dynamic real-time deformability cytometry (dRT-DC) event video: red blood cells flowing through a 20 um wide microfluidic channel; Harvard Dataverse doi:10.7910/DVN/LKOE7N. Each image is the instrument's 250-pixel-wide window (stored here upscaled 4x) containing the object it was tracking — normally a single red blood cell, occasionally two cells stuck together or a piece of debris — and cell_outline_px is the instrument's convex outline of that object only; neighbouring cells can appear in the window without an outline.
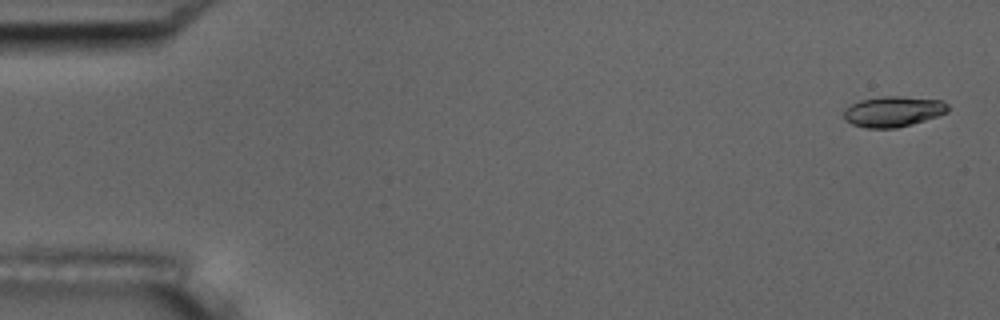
{"species": "common noctule bat (a hibernating species)", "species_latin": "Nyctalus noctula", "temperature_condition": "room temperature", "stored_images_in_passage": 55, "camera_frame_rate_fps": 3000, "um_per_image_px": 0.085, "animal": {"sex": "male", "body_mass_g": 17.5, "forearm_length_mm": 52.3}, "frame": {"image": 1, "passage_image": 2, "time_ms": 0.333, "image_size_px": [1000, 320], "cell_outline_px": [[948, 112], [912, 124], [896, 128], [864, 128], [852, 124], [844, 120], [844, 108], [860, 100], [880, 96], [900, 96], [940, 100], [948, 104]], "centroid_in_image_um": [75.88, 9.48], "position_along_channel_um": 9.1, "area_um2": 18.55}}
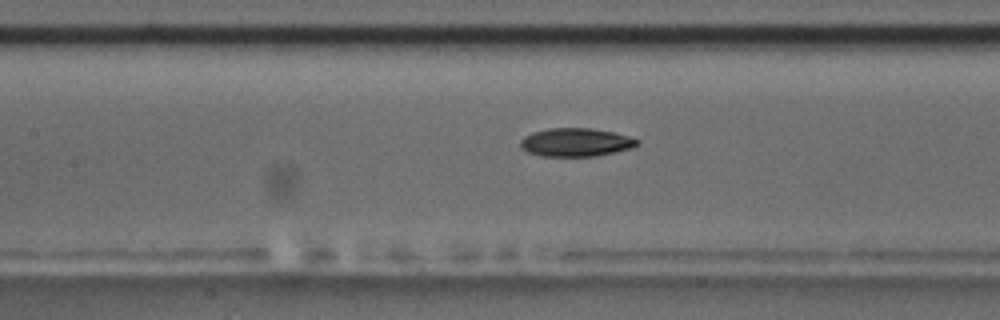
{"frame": {"image": 2, "passage_image": 25, "time_ms": 8.0, "image_size_px": [1000, 320], "cell_outline_px": [[640, 144], [632, 148], [616, 152], [596, 156], [540, 156], [528, 152], [520, 148], [520, 140], [524, 136], [532, 132], [548, 128], [592, 128], [612, 132], [628, 136], [640, 140]], "centroid_in_image_um": [48.94, 12.1], "position_along_channel_um": 158.5, "area_um2": 19.48}}
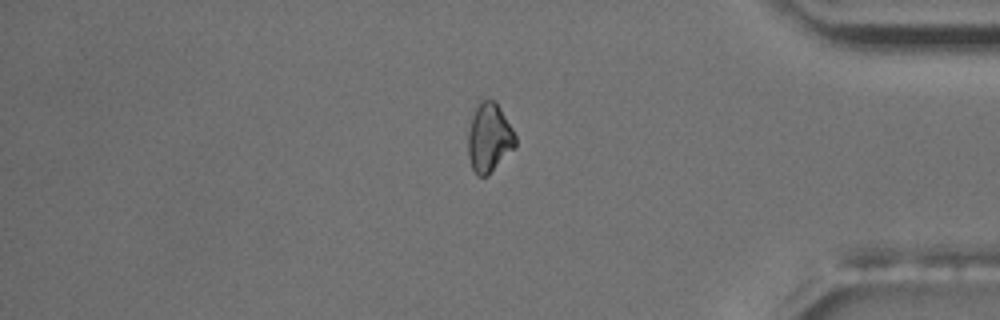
{"frame": {"image": 3, "passage_image": 46, "time_ms": 15.0, "image_size_px": [1000, 320], "cell_outline_px": [[516, 144], [488, 176], [480, 176], [472, 168], [468, 156], [468, 132], [476, 100], [496, 100], [512, 128], [516, 136]], "centroid_in_image_um": [41.56, 11.65], "position_along_channel_um": 393.6, "area_um2": 19.02}}